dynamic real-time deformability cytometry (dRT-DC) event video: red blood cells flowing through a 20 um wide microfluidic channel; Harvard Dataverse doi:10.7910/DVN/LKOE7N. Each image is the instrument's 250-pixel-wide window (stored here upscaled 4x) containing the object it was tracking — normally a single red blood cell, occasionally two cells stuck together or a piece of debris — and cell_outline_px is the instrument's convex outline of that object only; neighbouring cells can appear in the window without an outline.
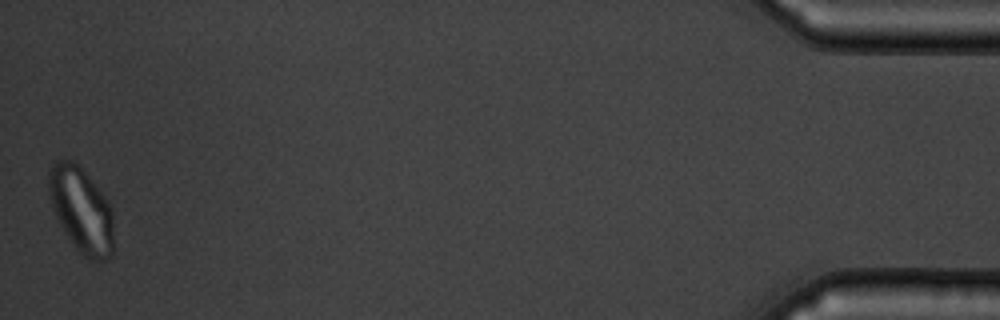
{"species": "common noctule bat (a hibernating species)", "species_latin": "Nyctalus noctula", "temperature_condition": "warm", "stored_images_in_passage": 50, "camera_frame_rate_fps": 3000, "um_per_image_px": 0.085, "animal": {"sex": "male", "body_mass_g": 19.5, "forearm_length_mm": 54.6}, "frame": {"image": 1, "passage_image": 50, "time_ms": 16.333, "image_size_px": [1000, 320], "cell_outline_px": [[112, 256], [108, 260], [92, 260], [84, 256], [76, 248], [64, 232], [56, 216], [52, 204], [48, 188], [48, 172], [52, 164], [56, 160], [72, 160], [84, 172], [108, 200], [112, 208]], "centroid_in_image_um": [6.91, 17.85], "position_along_channel_um": 428.3, "area_um2": 31.91}, "authors_computed_cell_mechanics": {"area_um2": 29.8537, "velocity_mm_per_s": 3.7531, "shape_relaxation_time_tau1_ms": null, "shape_relaxation_time_tau2_ms": 1.2967, "deformation_change_tau1": null, "deformation_change_tau2": 0.0516}}